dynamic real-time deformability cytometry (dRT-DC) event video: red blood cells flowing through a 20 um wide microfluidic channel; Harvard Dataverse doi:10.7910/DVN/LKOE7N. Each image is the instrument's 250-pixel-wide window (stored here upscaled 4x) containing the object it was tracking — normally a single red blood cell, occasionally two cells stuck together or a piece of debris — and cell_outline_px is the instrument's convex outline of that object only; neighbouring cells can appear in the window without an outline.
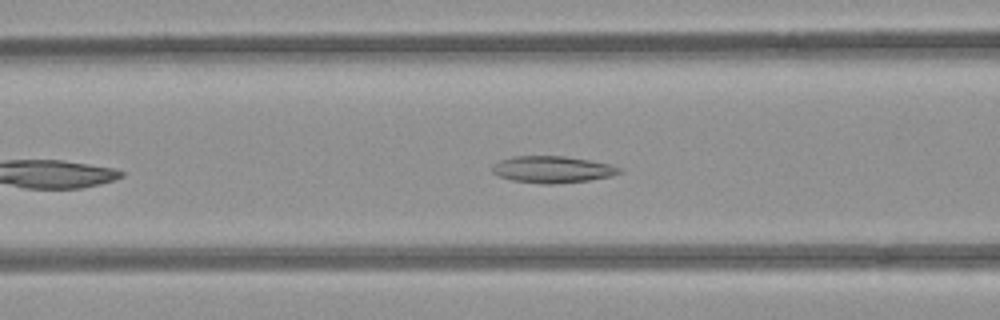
{"species": "common noctule bat (a hibernating species)", "species_latin": "Nyctalus noctula", "temperature_condition": "room temperature", "stored_images_in_passage": 38, "camera_frame_rate_fps": 3000, "um_per_image_px": 0.085, "animal": {"sex": "female", "body_mass_g": 21.9}, "frame": {"image": 1, "passage_image": 6, "time_ms": 1.667, "image_size_px": [1000, 320], "cell_outline_px": [[624, 172], [612, 176], [588, 180], [552, 184], [540, 184], [512, 180], [500, 176], [492, 172], [492, 168], [500, 160], [512, 156], [564, 156], [612, 164], [624, 168]], "centroid_in_image_um": [47.02, 14.4], "position_along_channel_um": 119.6, "area_um2": 19.88}}
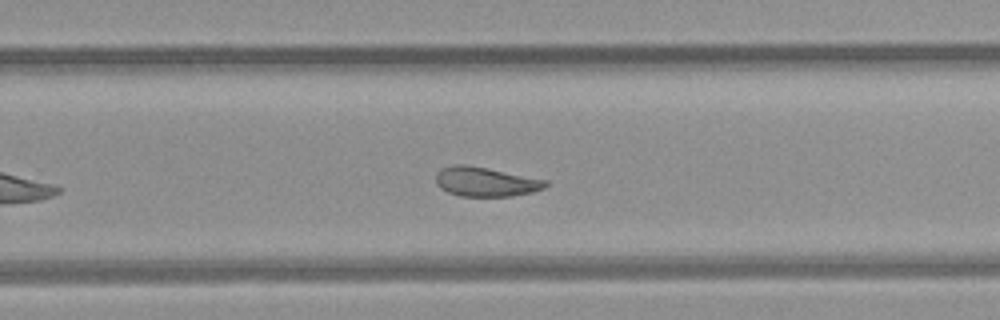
{"frame": {"image": 2, "passage_image": 19, "time_ms": 6.0, "image_size_px": [1000, 320], "cell_outline_px": [[548, 184], [544, 188], [532, 192], [512, 196], [460, 196], [448, 192], [440, 188], [436, 184], [436, 172], [440, 168], [452, 164], [464, 164], [548, 180]], "centroid_in_image_um": [41.24, 15.45], "position_along_channel_um": 288.6, "area_um2": 18.79}}
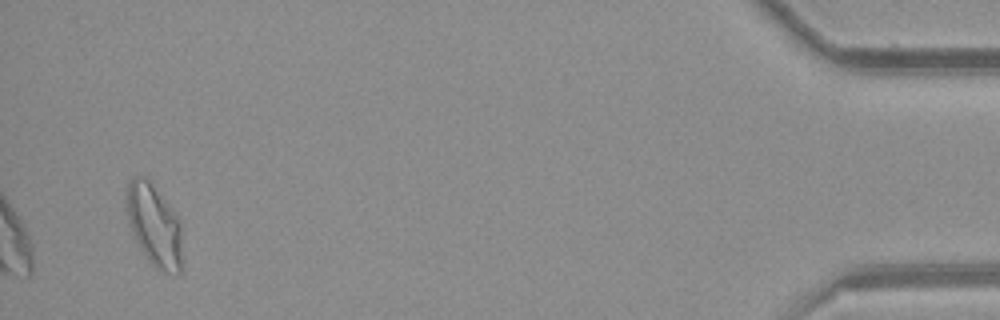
{"frame": {"image": 3, "passage_image": 36, "time_ms": 11.667, "image_size_px": [1000, 320], "cell_outline_px": [[184, 268], [176, 276], [164, 272], [156, 268], [152, 264], [140, 248], [132, 232], [128, 220], [124, 204], [124, 188], [132, 176], [148, 176], [180, 220]], "centroid_in_image_um": [13.11, 19.13], "position_along_channel_um": 422.1, "area_um2": 27.8}, "authors_computed_cell_mechanics": {"area_um2": 19.7387, "velocity_mm_per_s": 3.903, "shape_relaxation_time_tau1_ms": null, "shape_relaxation_time_tau2_ms": 3.4421, "deformation_change_tau1": null, "deformation_change_tau2": 0.0869}}